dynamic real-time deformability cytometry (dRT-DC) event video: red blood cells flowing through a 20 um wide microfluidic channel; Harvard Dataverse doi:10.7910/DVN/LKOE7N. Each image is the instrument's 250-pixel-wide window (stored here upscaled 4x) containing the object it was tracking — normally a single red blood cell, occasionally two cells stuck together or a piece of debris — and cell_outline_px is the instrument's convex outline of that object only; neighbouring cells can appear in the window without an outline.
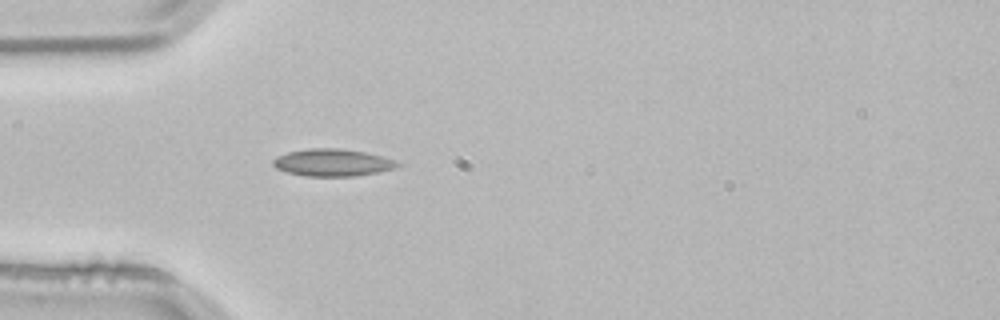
{"species": "common noctule bat (a hibernating species)", "species_latin": "Nyctalus noctula", "temperature_condition": "room temperature", "stored_images_in_passage": 1, "camera_frame_rate_fps": 3000, "um_per_image_px": 0.085, "animal": {"sex": "male", "body_mass_g": 21.5, "forearm_length_mm": 52.0}, "frame": {"image": 1, "passage_image": 1, "time_ms": 0.0, "image_size_px": [1000, 320], "cell_outline_px": [[400, 164], [396, 168], [356, 176], [304, 176], [288, 172], [276, 168], [272, 164], [272, 160], [276, 156], [288, 152], [308, 148], [336, 148], [364, 152], [396, 160]], "centroid_in_image_um": [28.23, 13.82], "position_along_channel_um": 56.8, "area_um2": 19.65}}